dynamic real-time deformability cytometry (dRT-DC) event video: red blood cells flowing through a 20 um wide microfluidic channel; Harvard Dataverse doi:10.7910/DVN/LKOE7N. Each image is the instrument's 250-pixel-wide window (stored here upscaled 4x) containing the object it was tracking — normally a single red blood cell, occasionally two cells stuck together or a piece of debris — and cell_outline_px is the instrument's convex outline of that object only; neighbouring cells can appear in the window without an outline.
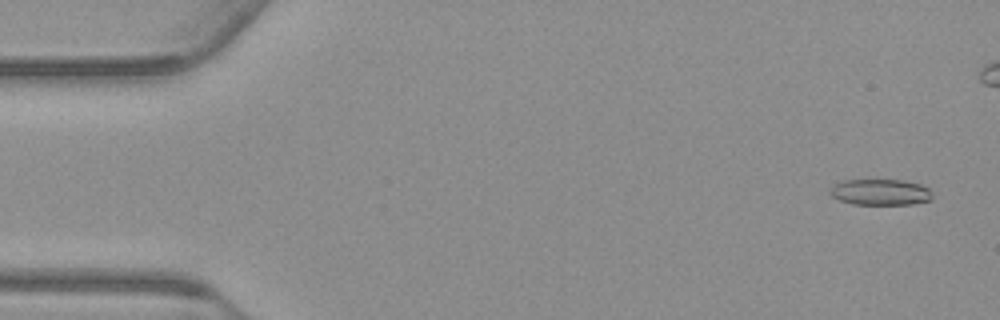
{"species": "common noctule bat (a hibernating species)", "species_latin": "Nyctalus noctula", "temperature_condition": "warm", "stored_images_in_passage": 12, "camera_frame_rate_fps": 3000, "um_per_image_px": 0.085, "animal": {"sex": "male", "body_mass_g": 23.1, "forearm_length_mm": 52.7}, "frame": {"image": 1, "passage_image": 3, "time_ms": 0.667, "image_size_px": [1000, 320], "cell_outline_px": [[932, 200], [912, 204], [852, 204], [840, 200], [832, 196], [828, 192], [828, 188], [844, 180], [900, 180], [920, 184], [928, 188], [932, 192]], "centroid_in_image_um": [74.83, 16.33], "position_along_channel_um": 10.2, "area_um2": 15.55}}